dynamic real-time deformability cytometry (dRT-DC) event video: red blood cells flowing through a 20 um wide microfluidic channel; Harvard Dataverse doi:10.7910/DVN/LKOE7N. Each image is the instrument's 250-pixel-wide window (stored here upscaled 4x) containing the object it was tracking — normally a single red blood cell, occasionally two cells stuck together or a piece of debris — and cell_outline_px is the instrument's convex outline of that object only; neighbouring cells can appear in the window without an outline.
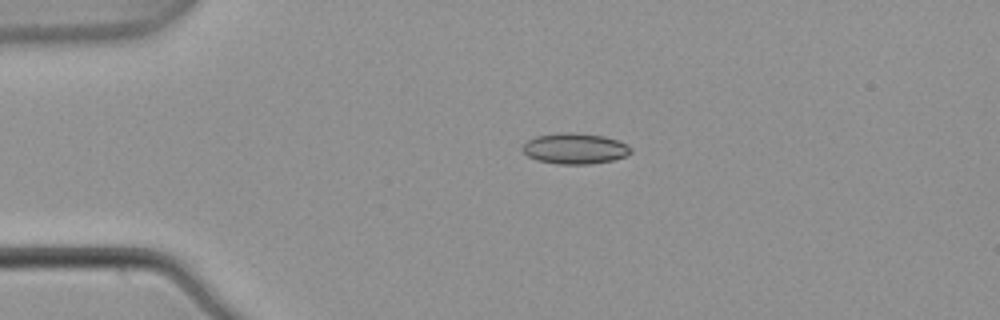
{"species": "common noctule bat (a hibernating species)", "species_latin": "Nyctalus noctula", "temperature_condition": "warm", "stored_images_in_passage": 3, "camera_frame_rate_fps": 3000, "um_per_image_px": 0.085, "animal": {"sex": "male", "body_mass_g": 21.5, "forearm_length_mm": 52.0}, "frame": {"image": 1, "passage_image": 2, "time_ms": 0.333, "image_size_px": [1000, 320], "cell_outline_px": [[632, 152], [624, 156], [612, 160], [588, 164], [556, 164], [536, 160], [528, 156], [520, 148], [528, 140], [536, 136], [560, 132], [576, 132], [604, 136], [616, 140], [632, 148]], "centroid_in_image_um": [48.82, 12.62], "position_along_channel_um": 36.2, "area_um2": 19.42}}